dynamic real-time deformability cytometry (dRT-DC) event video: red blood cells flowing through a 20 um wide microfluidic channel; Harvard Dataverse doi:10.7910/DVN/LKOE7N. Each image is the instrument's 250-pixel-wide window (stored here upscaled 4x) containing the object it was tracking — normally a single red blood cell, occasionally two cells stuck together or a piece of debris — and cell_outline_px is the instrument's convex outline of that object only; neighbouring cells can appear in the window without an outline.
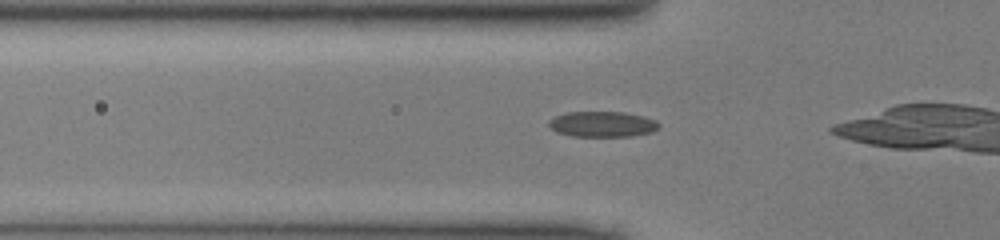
{"species": "common noctule bat (a hibernating species)", "species_latin": "Nyctalus noctula", "temperature_condition": "cold", "stored_images_in_passage": 27, "camera_frame_rate_fps": 3000, "um_per_image_px": 0.085, "animal": {"sex": "male", "body_mass_g": 13.0, "forearm_length_mm": 53.1}, "frame": {"image": 1, "passage_image": 7, "time_ms": 2.0, "image_size_px": [1000, 240], "cell_outline_px": [[660, 124], [652, 132], [632, 136], [572, 136], [556, 132], [548, 124], [548, 120], [556, 116], [568, 112], [624, 112], [644, 116], [656, 120]], "centroid_in_image_um": [51.21, 10.55], "position_along_channel_um": 74.6, "area_um2": 16.36}}
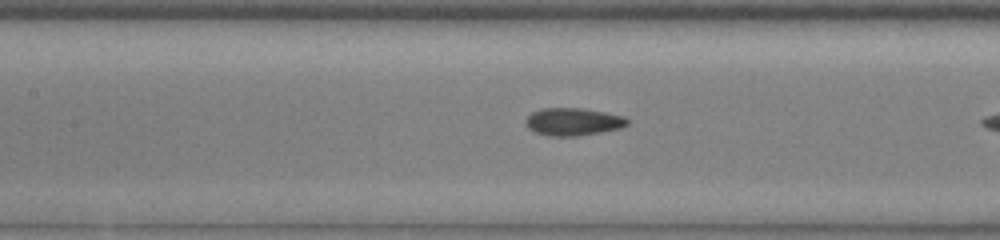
{"frame": {"image": 2, "passage_image": 13, "time_ms": 4.0, "image_size_px": [1000, 240], "cell_outline_px": [[628, 124], [620, 128], [600, 132], [576, 136], [552, 136], [536, 132], [528, 128], [528, 116], [532, 112], [540, 108], [580, 108], [604, 112], [624, 116], [628, 120]], "centroid_in_image_um": [48.73, 10.34], "position_along_channel_um": 158.7, "area_um2": 16.07}}
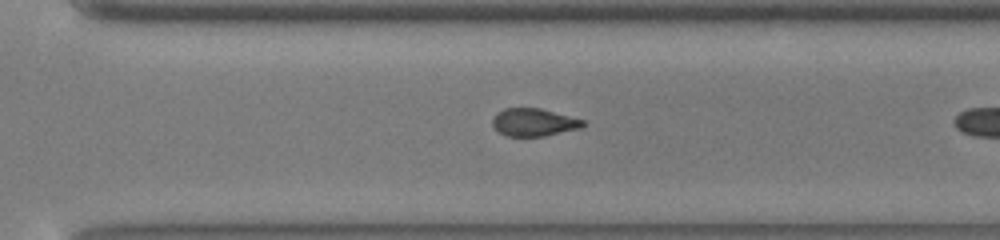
{"frame": {"image": 3, "passage_image": 25, "time_ms": 8.0, "image_size_px": [1000, 240], "cell_outline_px": [[588, 124], [580, 128], [544, 136], [508, 136], [500, 132], [492, 124], [492, 120], [504, 108], [540, 108], [584, 120]], "centroid_in_image_um": [45.42, 10.39], "position_along_channel_um": 325.2, "area_um2": 14.39}}